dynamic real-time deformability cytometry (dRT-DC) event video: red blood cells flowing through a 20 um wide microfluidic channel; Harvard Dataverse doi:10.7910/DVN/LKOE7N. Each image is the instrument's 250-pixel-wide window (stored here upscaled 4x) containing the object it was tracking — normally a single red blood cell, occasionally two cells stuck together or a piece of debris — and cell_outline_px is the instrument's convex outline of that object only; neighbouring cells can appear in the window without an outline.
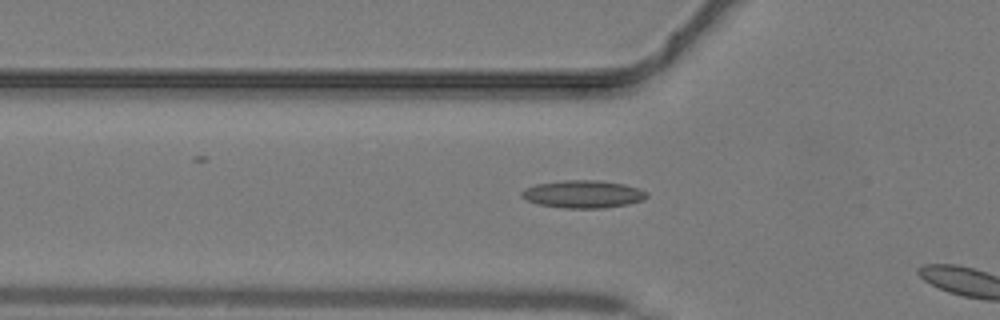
{"species": "common noctule bat (a hibernating species)", "species_latin": "Nyctalus noctula", "temperature_condition": "warm", "stored_images_in_passage": 7, "camera_frame_rate_fps": 3000, "um_per_image_px": 0.085, "animal": {"sex": "male", "body_mass_g": 19.2, "forearm_length_mm": 51.8}, "frame": {"image": 1, "passage_image": 6, "time_ms": 1.667, "image_size_px": [1000, 320], "cell_outline_px": [[648, 196], [644, 200], [628, 204], [604, 208], [564, 208], [536, 204], [520, 196], [520, 192], [524, 188], [536, 184], [564, 180], [596, 180], [624, 184], [648, 192]], "centroid_in_image_um": [49.54, 16.5], "position_along_channel_um": 76.3, "area_um2": 20.23}}